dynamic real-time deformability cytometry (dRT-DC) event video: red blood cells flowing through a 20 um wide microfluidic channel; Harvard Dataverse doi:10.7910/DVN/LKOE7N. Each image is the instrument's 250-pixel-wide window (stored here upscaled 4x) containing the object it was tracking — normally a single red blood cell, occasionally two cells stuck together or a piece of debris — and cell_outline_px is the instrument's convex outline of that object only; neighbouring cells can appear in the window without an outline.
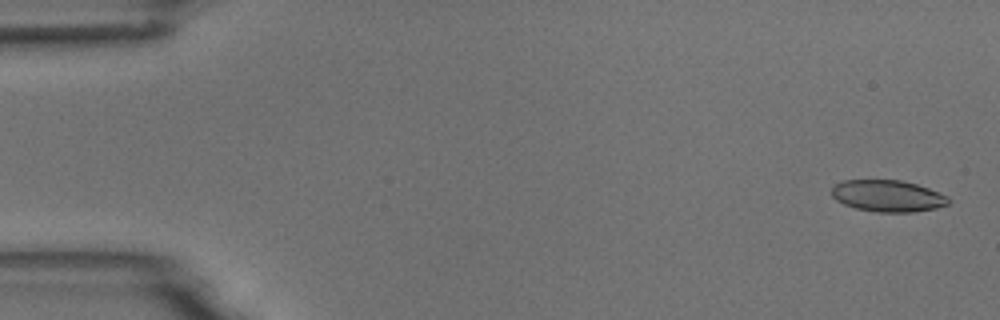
{"species": "common noctule bat (a hibernating species)", "species_latin": "Nyctalus noctula", "temperature_condition": "room temperature", "stored_images_in_passage": 5, "camera_frame_rate_fps": 3000, "um_per_image_px": 0.085, "animal": {"sex": "male", "body_mass_g": 18.8}, "frame": {"image": 1, "passage_image": 1, "time_ms": 0.0, "image_size_px": [1000, 320], "cell_outline_px": [[952, 200], [948, 204], [936, 208], [912, 212], [876, 212], [856, 208], [844, 204], [836, 200], [832, 196], [832, 188], [836, 184], [844, 180], [900, 180], [916, 184], [928, 188], [948, 196]], "centroid_in_image_um": [75.48, 16.66], "position_along_channel_um": 9.5, "area_um2": 21.5}}
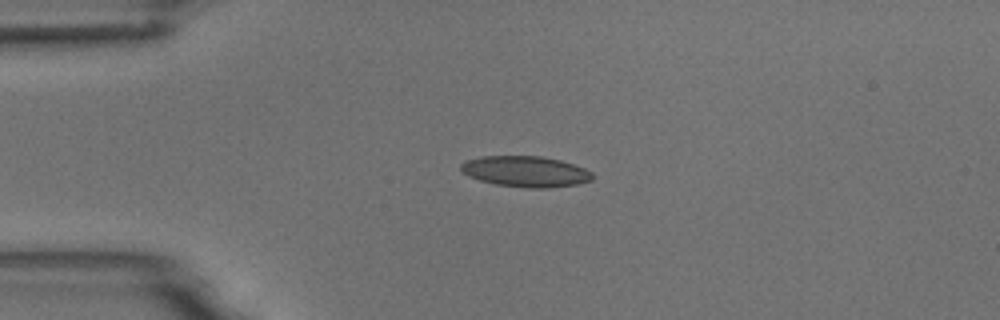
{"frame": {"image": 2, "passage_image": 4, "time_ms": 3.667, "image_size_px": [1000, 320], "cell_outline_px": [[592, 180], [576, 184], [548, 188], [532, 188], [496, 184], [480, 180], [468, 176], [460, 168], [460, 164], [468, 160], [480, 156], [540, 156], [560, 160], [584, 168], [592, 172]], "centroid_in_image_um": [44.67, 14.57], "position_along_channel_um": 40.3, "area_um2": 23.41}}